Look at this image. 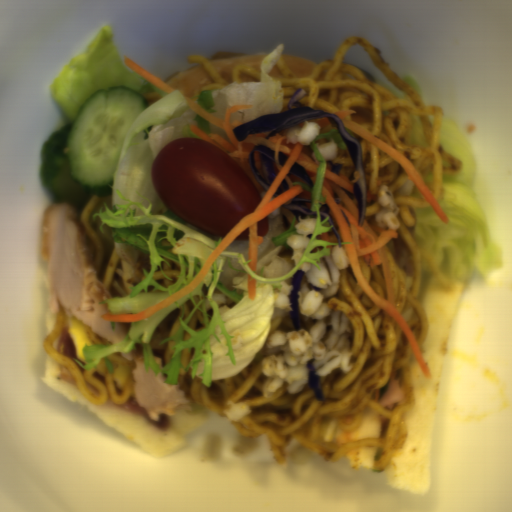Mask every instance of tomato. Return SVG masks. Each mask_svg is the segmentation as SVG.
Instances as JSON below:
<instances>
[{
  "label": "tomato",
  "instance_id": "512abeb7",
  "mask_svg": "<svg viewBox=\"0 0 512 512\" xmlns=\"http://www.w3.org/2000/svg\"><path fill=\"white\" fill-rule=\"evenodd\" d=\"M155 191L186 222L226 236L263 197L230 153L199 137L164 144L152 161Z\"/></svg>",
  "mask_w": 512,
  "mask_h": 512
},
{
  "label": "tomato",
  "instance_id": "da07e99c",
  "mask_svg": "<svg viewBox=\"0 0 512 512\" xmlns=\"http://www.w3.org/2000/svg\"><path fill=\"white\" fill-rule=\"evenodd\" d=\"M58 351L67 356L68 358L79 359L71 334L70 327L63 326L57 337Z\"/></svg>",
  "mask_w": 512,
  "mask_h": 512
},
{
  "label": "tomato",
  "instance_id": "590e3db6",
  "mask_svg": "<svg viewBox=\"0 0 512 512\" xmlns=\"http://www.w3.org/2000/svg\"><path fill=\"white\" fill-rule=\"evenodd\" d=\"M269 216L257 223V236L264 237L269 233Z\"/></svg>",
  "mask_w": 512,
  "mask_h": 512
},
{
  "label": "tomato",
  "instance_id": "269afe34",
  "mask_svg": "<svg viewBox=\"0 0 512 512\" xmlns=\"http://www.w3.org/2000/svg\"><path fill=\"white\" fill-rule=\"evenodd\" d=\"M250 227L241 232L234 240L249 241Z\"/></svg>",
  "mask_w": 512,
  "mask_h": 512
}]
</instances>
